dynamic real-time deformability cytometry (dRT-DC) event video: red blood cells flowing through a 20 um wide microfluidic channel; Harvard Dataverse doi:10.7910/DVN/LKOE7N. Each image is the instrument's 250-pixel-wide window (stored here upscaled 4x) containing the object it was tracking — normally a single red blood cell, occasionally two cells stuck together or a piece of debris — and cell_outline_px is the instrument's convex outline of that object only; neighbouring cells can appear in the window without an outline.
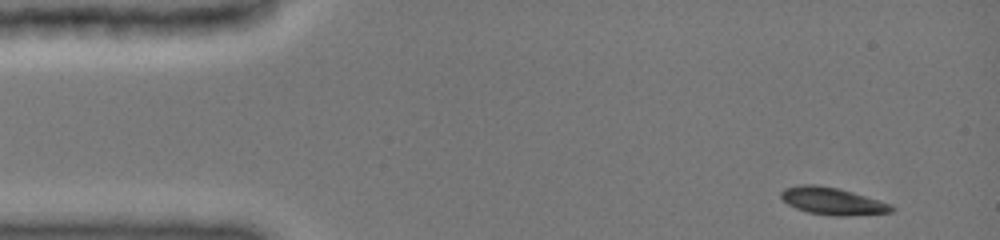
{"species": "common noctule bat (a hibernating species)", "species_latin": "Nyctalus noctula", "temperature_condition": "cold", "stored_images_in_passage": 6, "camera_frame_rate_fps": 3000, "um_per_image_px": 0.085, "animal": {"sex": "female", "body_mass_g": 19.0, "forearm_length_mm": 51.5}, "frame": {"image": 1, "passage_image": 1, "time_ms": 0.0, "image_size_px": [1000, 240], "cell_outline_px": [[896, 208], [892, 212], [844, 216], [832, 216], [808, 212], [796, 208], [788, 204], [780, 196], [780, 192], [784, 188], [800, 184], [816, 184], [836, 188], [852, 192], [892, 204]], "centroid_in_image_um": [70.75, 17.09], "position_along_channel_um": 14.2, "area_um2": 17.51}}
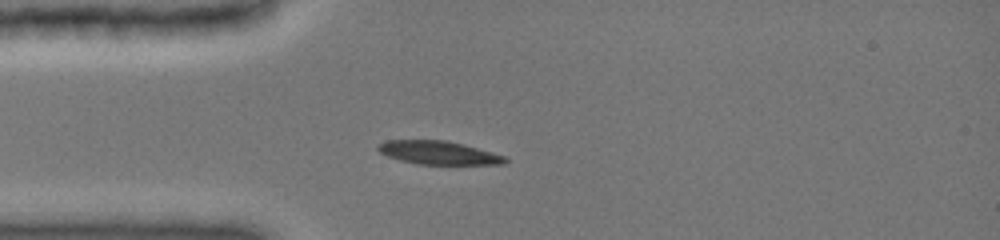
{"frame": {"image": 2, "passage_image": 5, "time_ms": 3.0, "image_size_px": [1000, 240], "cell_outline_px": [[508, 160], [504, 164], [416, 164], [400, 160], [388, 156], [380, 152], [376, 148], [376, 144], [388, 140], [444, 140], [492, 152], [504, 156]], "centroid_in_image_um": [37.21, 12.98], "position_along_channel_um": 47.8, "area_um2": 17.11}}